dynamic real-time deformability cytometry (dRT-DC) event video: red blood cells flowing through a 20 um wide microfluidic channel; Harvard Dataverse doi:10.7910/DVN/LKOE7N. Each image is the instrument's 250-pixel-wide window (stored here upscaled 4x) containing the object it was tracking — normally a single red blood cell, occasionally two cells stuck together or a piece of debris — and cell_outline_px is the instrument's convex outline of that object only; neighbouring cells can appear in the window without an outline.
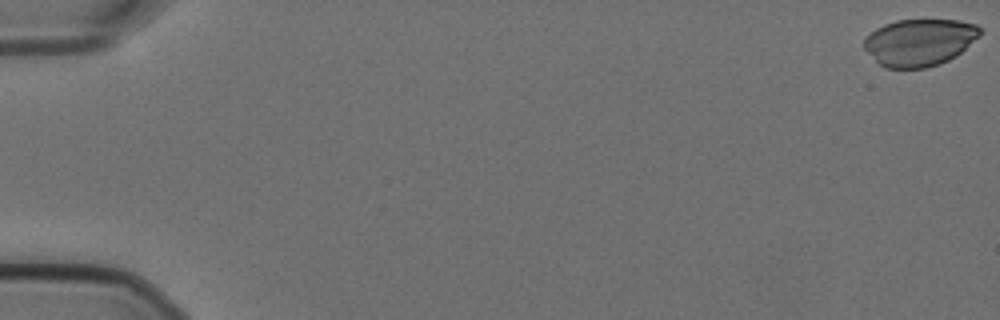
{"species": "Egyptian fruit bat (a non-hibernating species)", "species_latin": "Rousettus aegyptiacus", "temperature_condition": "cold", "stored_images_in_passage": 26, "camera_frame_rate_fps": 3000, "um_per_image_px": 0.085, "animal": {"sex": "female"}, "frame": {"image": 1, "passage_image": 1, "time_ms": 0.0, "image_size_px": [1000, 320], "cell_outline_px": [[980, 32], [956, 56], [940, 64], [924, 68], [884, 68], [864, 48], [864, 40], [876, 28], [884, 24], [896, 20], [956, 20], [976, 24], [980, 28]], "centroid_in_image_um": [78.12, 3.6], "position_along_channel_um": 6.9, "area_um2": 31.27}}
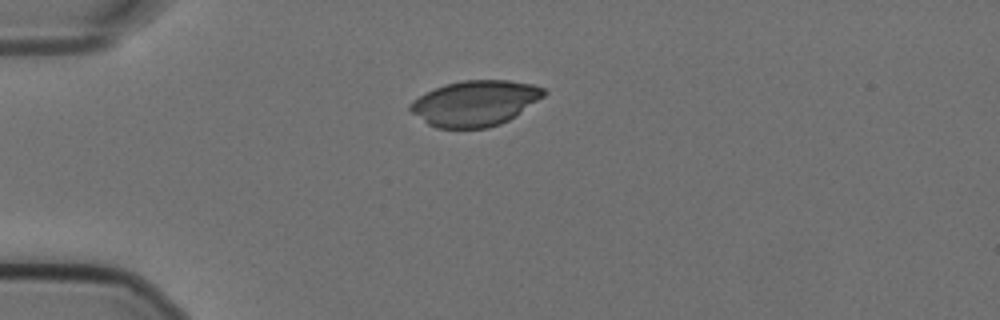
{"frame": {"image": 2, "passage_image": 16, "time_ms": 5.0, "image_size_px": [1000, 320], "cell_outline_px": [[548, 92], [544, 96], [516, 116], [500, 124], [488, 128], [436, 128], [428, 124], [412, 112], [408, 108], [408, 104], [412, 100], [444, 84], [460, 80], [508, 80], [532, 84], [544, 88]], "centroid_in_image_um": [40.39, 8.77], "position_along_channel_um": 44.6, "area_um2": 35.43}}
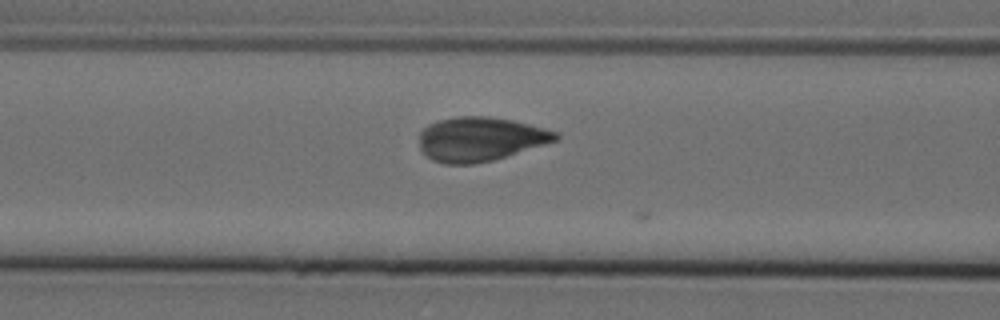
{"frame": {"image": 3, "passage_image": 25, "time_ms": 8.0, "image_size_px": [1000, 320], "cell_outline_px": [[560, 140], [492, 160], [472, 164], [444, 164], [432, 160], [420, 148], [420, 132], [428, 124], [436, 120], [456, 116], [488, 116], [512, 120], [544, 128], [556, 132], [560, 136]], "centroid_in_image_um": [40.81, 11.81], "position_along_channel_um": 125.8, "area_um2": 35.08}}